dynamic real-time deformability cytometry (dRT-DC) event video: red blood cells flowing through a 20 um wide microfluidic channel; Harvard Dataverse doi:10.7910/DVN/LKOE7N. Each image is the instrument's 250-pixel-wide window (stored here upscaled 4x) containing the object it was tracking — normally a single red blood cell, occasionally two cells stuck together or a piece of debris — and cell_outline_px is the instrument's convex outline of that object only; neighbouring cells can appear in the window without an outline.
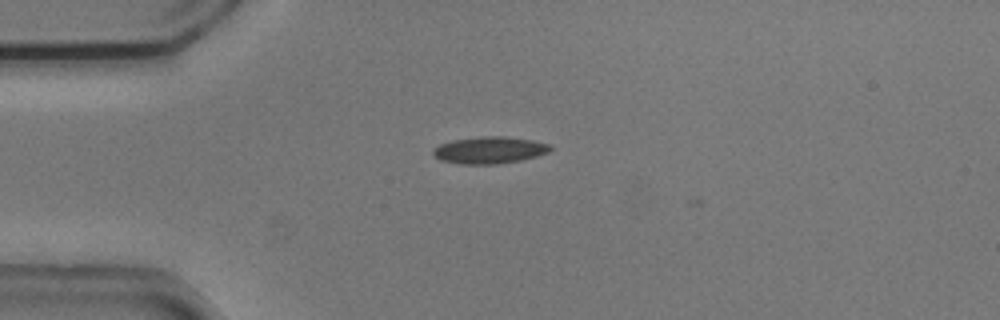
{"species": "common noctule bat (a hibernating species)", "species_latin": "Nyctalus noctula", "temperature_condition": "cold", "stored_images_in_passage": 23, "camera_frame_rate_fps": 3000, "um_per_image_px": 0.085, "animal": {"sex": "male", "body_mass_g": 20.5, "forearm_length_mm": 52.5}, "frame": {"image": 1, "passage_image": 1, "time_ms": 0.0, "image_size_px": [1000, 320], "cell_outline_px": [[552, 148], [548, 152], [536, 156], [520, 160], [496, 164], [460, 164], [440, 160], [432, 156], [432, 148], [440, 144], [452, 140], [480, 136], [504, 136], [532, 140], [548, 144]], "centroid_in_image_um": [41.54, 12.76], "position_along_channel_um": 43.5, "area_um2": 18.44}}